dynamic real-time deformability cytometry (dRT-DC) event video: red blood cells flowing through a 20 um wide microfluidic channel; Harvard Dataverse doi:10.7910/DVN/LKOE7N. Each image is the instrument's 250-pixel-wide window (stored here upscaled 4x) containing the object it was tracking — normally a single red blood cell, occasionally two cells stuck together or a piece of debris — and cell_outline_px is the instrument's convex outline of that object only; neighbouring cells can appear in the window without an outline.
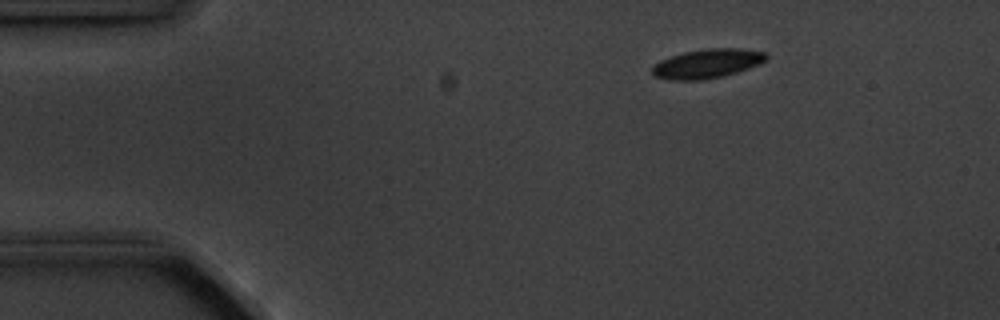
{"species": "common noctule bat (a hibernating species)", "species_latin": "Nyctalus noctula", "temperature_condition": "cold", "stored_images_in_passage": 4, "camera_frame_rate_fps": 3000, "um_per_image_px": 0.085, "animal": {"sex": "male", "body_mass_g": 20.1, "forearm_length_mm": 53.5}, "frame": {"image": 1, "passage_image": 1, "time_ms": 0.0, "image_size_px": [1000, 320], "cell_outline_px": [[768, 56], [760, 64], [724, 76], [700, 80], [668, 80], [656, 76], [652, 72], [652, 64], [660, 60], [684, 52], [704, 48], [740, 48], [768, 52]], "centroid_in_image_um": [60.12, 5.4], "position_along_channel_um": 24.9, "area_um2": 19.48}}
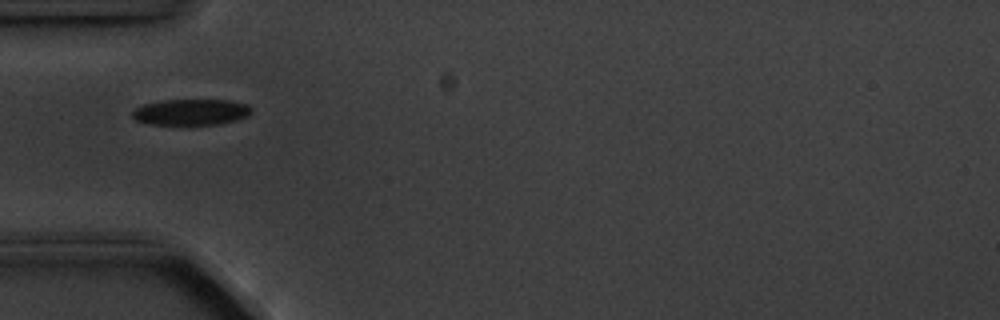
{"frame": {"image": 2, "passage_image": 3, "time_ms": 3.0, "image_size_px": [1000, 320], "cell_outline_px": [[252, 112], [248, 116], [236, 120], [220, 124], [148, 124], [136, 120], [132, 116], [132, 112], [136, 108], [144, 104], [160, 100], [232, 100], [248, 104], [252, 108]], "centroid_in_image_um": [16.27, 9.52], "position_along_channel_um": 68.7, "area_um2": 18.15}}
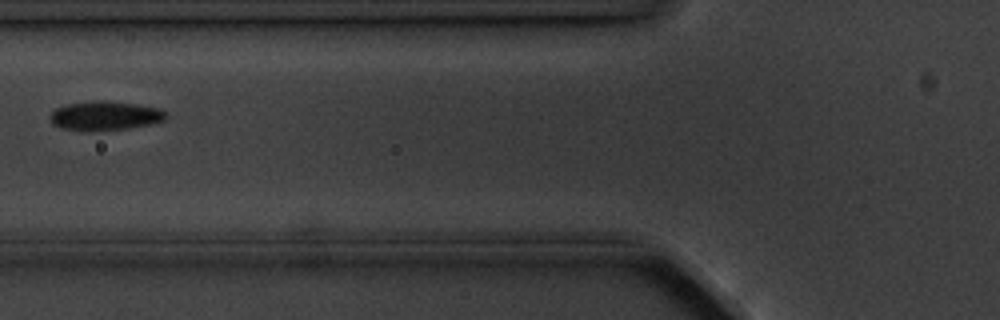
{"frame": {"image": 3, "passage_image": 4, "time_ms": 4.333, "image_size_px": [1000, 320], "cell_outline_px": [[168, 116], [164, 120], [148, 124], [128, 128], [92, 132], [64, 128], [52, 124], [48, 116], [56, 108], [68, 104], [96, 100], [104, 100], [140, 104], [160, 108], [168, 112]], "centroid_in_image_um": [8.95, 9.83], "position_along_channel_um": 116.9, "area_um2": 19.94}}